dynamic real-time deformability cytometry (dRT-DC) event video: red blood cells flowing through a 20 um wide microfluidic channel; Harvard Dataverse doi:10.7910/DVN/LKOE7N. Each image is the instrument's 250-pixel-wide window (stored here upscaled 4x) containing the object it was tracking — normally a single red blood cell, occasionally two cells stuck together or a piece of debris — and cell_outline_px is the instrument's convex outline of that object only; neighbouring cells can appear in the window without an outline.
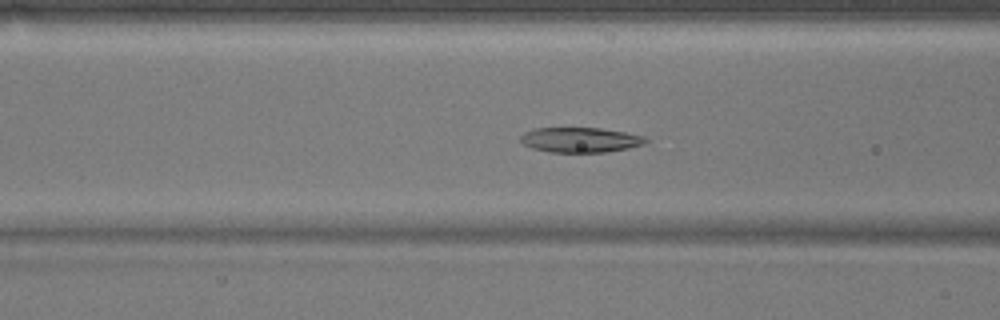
{"species": "common noctule bat (a hibernating species)", "species_latin": "Nyctalus noctula", "temperature_condition": "warm", "stored_images_in_passage": 55, "camera_frame_rate_fps": 3000, "um_per_image_px": 0.085, "animal": {"sex": "male", "body_mass_g": 17.9}, "frame": {"image": 1, "passage_image": 21, "time_ms": 6.667, "image_size_px": [1000, 320], "cell_outline_px": [[648, 140], [644, 144], [628, 148], [608, 152], [548, 152], [532, 148], [524, 144], [520, 140], [520, 136], [524, 132], [536, 128], [600, 128], [624, 132], [644, 136]], "centroid_in_image_um": [49.31, 11.89], "position_along_channel_um": 117.3, "area_um2": 18.21}}
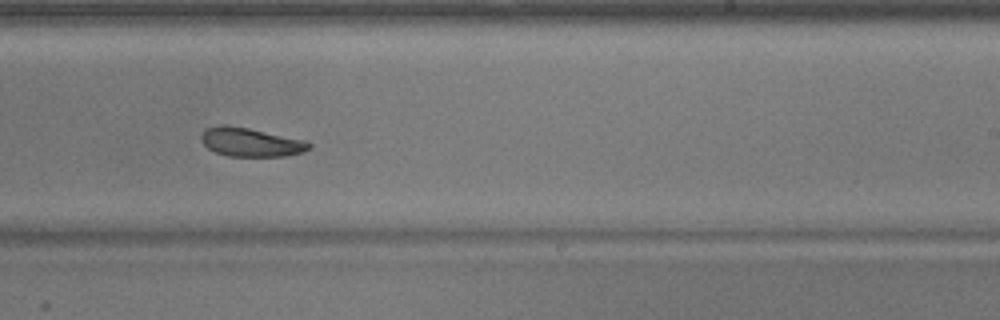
{"frame": {"image": 2, "passage_image": 33, "time_ms": 10.667, "image_size_px": [1000, 320], "cell_outline_px": [[312, 148], [304, 152], [284, 156], [228, 156], [216, 152], [208, 148], [200, 140], [200, 136], [208, 128], [220, 124], [224, 124], [248, 128], [304, 140], [312, 144]], "centroid_in_image_um": [21.32, 12.09], "position_along_channel_um": 267.7, "area_um2": 17.98}}
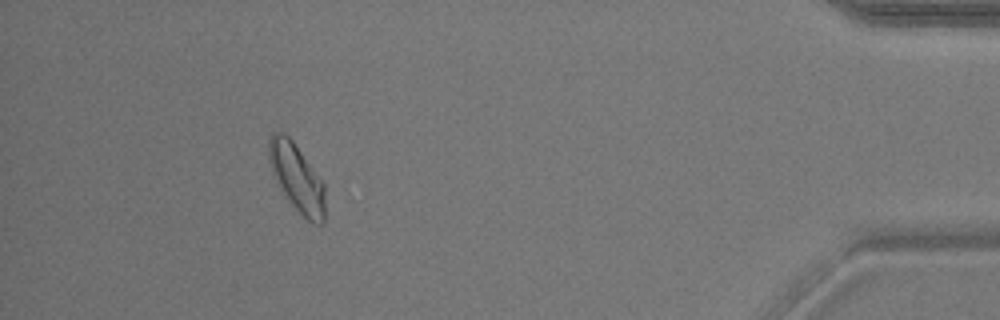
{"frame": {"image": 3, "passage_image": 49, "time_ms": 16.0, "image_size_px": [1000, 320], "cell_outline_px": [[324, 224], [312, 224], [284, 196], [272, 172], [268, 160], [268, 140], [272, 132], [284, 132], [292, 140], [324, 184]], "centroid_in_image_um": [25.2, 15.1], "position_along_channel_um": 410.0, "area_um2": 21.96}}